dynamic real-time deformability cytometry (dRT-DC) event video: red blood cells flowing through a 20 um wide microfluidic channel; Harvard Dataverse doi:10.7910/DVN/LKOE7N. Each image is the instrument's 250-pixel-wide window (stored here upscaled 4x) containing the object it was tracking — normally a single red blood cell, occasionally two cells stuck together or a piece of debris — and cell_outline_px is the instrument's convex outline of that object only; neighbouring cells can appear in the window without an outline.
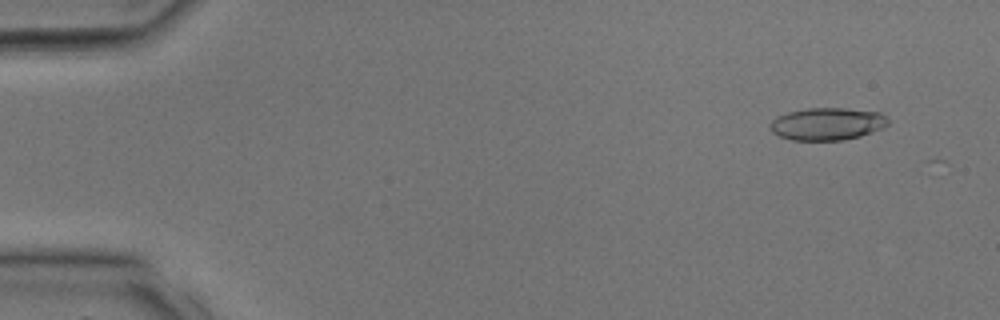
{"species": "common noctule bat (a hibernating species)", "species_latin": "Nyctalus noctula", "temperature_condition": "room temperature", "stored_images_in_passage": 5, "camera_frame_rate_fps": 3000, "um_per_image_px": 0.085, "animal": {"sex": "male", "body_mass_g": 17.9, "forearm_length_mm": 54.2}, "frame": {"image": 1, "passage_image": 3, "time_ms": 0.667, "image_size_px": [1000, 320], "cell_outline_px": [[888, 124], [872, 132], [860, 136], [844, 140], [792, 140], [780, 136], [772, 132], [768, 128], [768, 124], [776, 116], [788, 112], [808, 108], [844, 108], [880, 112], [888, 120]], "centroid_in_image_um": [70.26, 10.53], "position_along_channel_um": 14.7, "area_um2": 22.31}}